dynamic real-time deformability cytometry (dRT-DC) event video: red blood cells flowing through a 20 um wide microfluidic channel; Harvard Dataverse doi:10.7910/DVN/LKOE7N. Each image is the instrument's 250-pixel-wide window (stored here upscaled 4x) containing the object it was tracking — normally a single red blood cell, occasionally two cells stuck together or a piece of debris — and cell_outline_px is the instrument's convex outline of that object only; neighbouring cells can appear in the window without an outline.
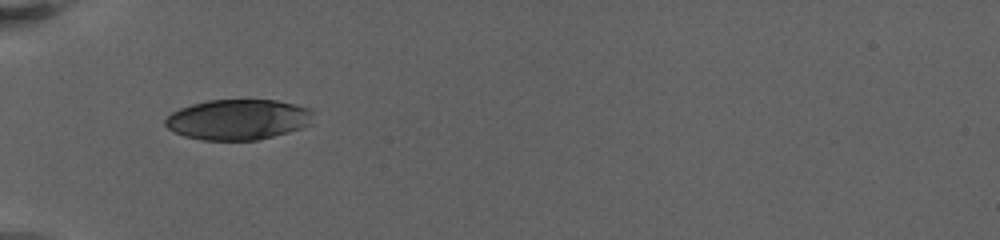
{"species": "human", "species_latin": "Homo sapiens", "temperature_condition": "warm", "stored_images_in_passage": 20, "camera_frame_rate_fps": 3000, "um_per_image_px": 0.085, "donor": {"sex": "female"}, "frame": {"image": 1, "passage_image": 1, "time_ms": 0.0, "image_size_px": [1000, 240], "cell_outline_px": [[316, 112], [312, 124], [288, 132], [256, 140], [204, 140], [184, 136], [168, 128], [164, 124], [164, 120], [172, 112], [180, 108], [192, 104], [208, 100], [276, 100], [296, 104], [312, 108]], "centroid_in_image_um": [20.3, 10.15], "position_along_channel_um": 64.7, "area_um2": 35.14}}
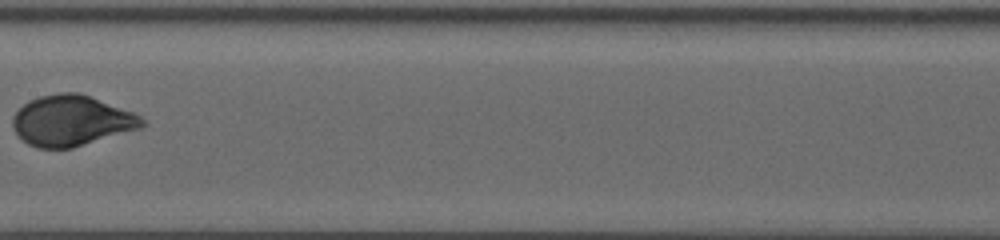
{"frame": {"image": 2, "passage_image": 11, "time_ms": 4.667, "image_size_px": [1000, 240], "cell_outline_px": [[144, 124], [140, 128], [72, 148], [36, 148], [28, 144], [16, 136], [12, 128], [12, 116], [28, 100], [40, 96], [60, 92], [80, 92], [132, 112], [140, 116], [144, 120]], "centroid_in_image_um": [6.01, 10.26], "position_along_channel_um": 201.4, "area_um2": 38.15}}
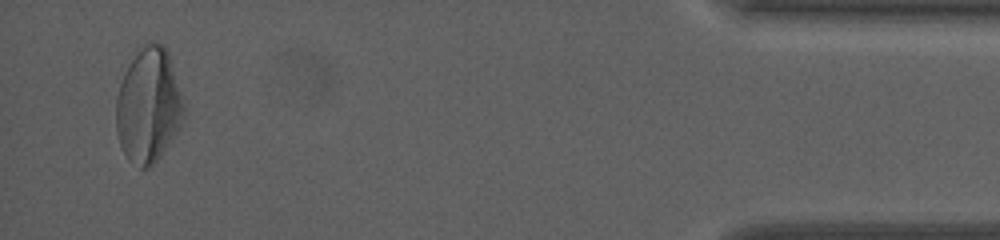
{"frame": {"image": 3, "passage_image": 20, "time_ms": 14.0, "image_size_px": [1000, 240], "cell_outline_px": [[184, 116], [180, 124], [156, 164], [152, 168], [140, 168], [128, 160], [120, 144], [116, 132], [116, 100], [120, 84], [124, 72], [128, 64], [148, 44], [164, 44], [168, 52], [184, 108]], "centroid_in_image_um": [12.59, 9.05], "position_along_channel_um": 422.6, "area_um2": 44.39}, "authors_computed_cell_mechanics": {"area_um2": 37.0498, "velocity_mm_per_s": 3.0723, "shape_relaxation_time_tau1_ms": 3.3281, "shape_relaxation_time_tau2_ms": null, "deformation_change_tau1": 0.166, "deformation_change_tau2": null}}